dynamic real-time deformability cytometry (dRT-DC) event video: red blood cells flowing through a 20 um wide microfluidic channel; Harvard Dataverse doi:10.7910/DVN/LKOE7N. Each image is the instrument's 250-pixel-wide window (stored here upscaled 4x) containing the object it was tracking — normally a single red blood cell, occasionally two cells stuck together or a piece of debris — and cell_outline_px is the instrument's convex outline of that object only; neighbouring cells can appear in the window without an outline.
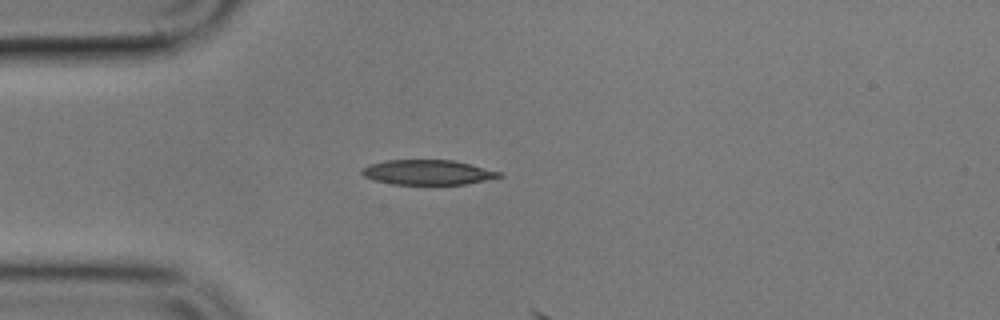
{"species": "common noctule bat (a hibernating species)", "species_latin": "Nyctalus noctula", "temperature_condition": "cold", "stored_images_in_passage": 3, "camera_frame_rate_fps": 3000, "um_per_image_px": 0.085, "animal": {"sex": "male", "body_mass_g": 17.9}, "frame": {"image": 1, "passage_image": 2, "time_ms": 2.333, "image_size_px": [1000, 320], "cell_outline_px": [[504, 176], [468, 184], [392, 184], [376, 180], [364, 176], [360, 172], [360, 168], [368, 164], [384, 160], [452, 160], [504, 172]], "centroid_in_image_um": [36.36, 14.64], "position_along_channel_um": 48.6, "area_um2": 20.06}}